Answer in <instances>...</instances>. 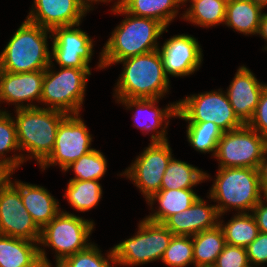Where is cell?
<instances>
[{"instance_id":"7bdbcfd3","label":"cell","mask_w":267,"mask_h":267,"mask_svg":"<svg viewBox=\"0 0 267 267\" xmlns=\"http://www.w3.org/2000/svg\"><path fill=\"white\" fill-rule=\"evenodd\" d=\"M82 1H84L91 10H94L93 3H95V4L96 3L100 4L99 2H101V3H108V2H111L112 0H82Z\"/></svg>"},{"instance_id":"8fae6325","label":"cell","mask_w":267,"mask_h":267,"mask_svg":"<svg viewBox=\"0 0 267 267\" xmlns=\"http://www.w3.org/2000/svg\"><path fill=\"white\" fill-rule=\"evenodd\" d=\"M79 114H68L59 124L52 153L39 165L41 170L58 165L63 172L67 166L89 153L92 134Z\"/></svg>"},{"instance_id":"f1b7e54d","label":"cell","mask_w":267,"mask_h":267,"mask_svg":"<svg viewBox=\"0 0 267 267\" xmlns=\"http://www.w3.org/2000/svg\"><path fill=\"white\" fill-rule=\"evenodd\" d=\"M222 218V220H221ZM219 216L226 244L246 248L259 234L256 219L250 213H235L227 223Z\"/></svg>"},{"instance_id":"ee69618b","label":"cell","mask_w":267,"mask_h":267,"mask_svg":"<svg viewBox=\"0 0 267 267\" xmlns=\"http://www.w3.org/2000/svg\"><path fill=\"white\" fill-rule=\"evenodd\" d=\"M251 1L262 6L264 9L267 8V0H251Z\"/></svg>"},{"instance_id":"44dd1931","label":"cell","mask_w":267,"mask_h":267,"mask_svg":"<svg viewBox=\"0 0 267 267\" xmlns=\"http://www.w3.org/2000/svg\"><path fill=\"white\" fill-rule=\"evenodd\" d=\"M12 184L19 190L25 208L40 229L61 211L58 200L47 188L18 180Z\"/></svg>"},{"instance_id":"b9f144b4","label":"cell","mask_w":267,"mask_h":267,"mask_svg":"<svg viewBox=\"0 0 267 267\" xmlns=\"http://www.w3.org/2000/svg\"><path fill=\"white\" fill-rule=\"evenodd\" d=\"M257 35H259L262 39H264L265 42H267V13L263 12L261 20H260V26ZM265 48L263 50H267V43Z\"/></svg>"},{"instance_id":"7402d4cb","label":"cell","mask_w":267,"mask_h":267,"mask_svg":"<svg viewBox=\"0 0 267 267\" xmlns=\"http://www.w3.org/2000/svg\"><path fill=\"white\" fill-rule=\"evenodd\" d=\"M199 197L194 189H160L145 200L152 211L145 218L152 222L163 223L169 216L188 209ZM155 201L158 203L157 210L153 208Z\"/></svg>"},{"instance_id":"74e56055","label":"cell","mask_w":267,"mask_h":267,"mask_svg":"<svg viewBox=\"0 0 267 267\" xmlns=\"http://www.w3.org/2000/svg\"><path fill=\"white\" fill-rule=\"evenodd\" d=\"M247 125L267 140V85L261 92L256 110Z\"/></svg>"},{"instance_id":"4fadbf2b","label":"cell","mask_w":267,"mask_h":267,"mask_svg":"<svg viewBox=\"0 0 267 267\" xmlns=\"http://www.w3.org/2000/svg\"><path fill=\"white\" fill-rule=\"evenodd\" d=\"M51 33V61H56L59 67L91 69L89 64L94 56L95 41L80 29V24L57 27Z\"/></svg>"},{"instance_id":"f35d334b","label":"cell","mask_w":267,"mask_h":267,"mask_svg":"<svg viewBox=\"0 0 267 267\" xmlns=\"http://www.w3.org/2000/svg\"><path fill=\"white\" fill-rule=\"evenodd\" d=\"M265 203V204H264ZM260 232L267 233V198H262L251 212Z\"/></svg>"},{"instance_id":"f6af8a7d","label":"cell","mask_w":267,"mask_h":267,"mask_svg":"<svg viewBox=\"0 0 267 267\" xmlns=\"http://www.w3.org/2000/svg\"><path fill=\"white\" fill-rule=\"evenodd\" d=\"M55 267H62L60 264H56V266Z\"/></svg>"},{"instance_id":"8992f818","label":"cell","mask_w":267,"mask_h":267,"mask_svg":"<svg viewBox=\"0 0 267 267\" xmlns=\"http://www.w3.org/2000/svg\"><path fill=\"white\" fill-rule=\"evenodd\" d=\"M94 226V221L62 209L41 229L38 245H40L39 256L43 267L53 266L47 258L44 247L54 250L55 264H59L66 257L86 249L93 243L90 241V235Z\"/></svg>"},{"instance_id":"5b68a950","label":"cell","mask_w":267,"mask_h":267,"mask_svg":"<svg viewBox=\"0 0 267 267\" xmlns=\"http://www.w3.org/2000/svg\"><path fill=\"white\" fill-rule=\"evenodd\" d=\"M48 38H52L50 30L25 19L0 54V70L11 73L45 70L51 63Z\"/></svg>"},{"instance_id":"f546056e","label":"cell","mask_w":267,"mask_h":267,"mask_svg":"<svg viewBox=\"0 0 267 267\" xmlns=\"http://www.w3.org/2000/svg\"><path fill=\"white\" fill-rule=\"evenodd\" d=\"M103 196V189L99 180L69 179L66 193L63 195L76 211L89 212L98 206Z\"/></svg>"},{"instance_id":"8d00e7d4","label":"cell","mask_w":267,"mask_h":267,"mask_svg":"<svg viewBox=\"0 0 267 267\" xmlns=\"http://www.w3.org/2000/svg\"><path fill=\"white\" fill-rule=\"evenodd\" d=\"M246 251L250 266L263 267L267 263V233L259 232Z\"/></svg>"},{"instance_id":"1f68e13d","label":"cell","mask_w":267,"mask_h":267,"mask_svg":"<svg viewBox=\"0 0 267 267\" xmlns=\"http://www.w3.org/2000/svg\"><path fill=\"white\" fill-rule=\"evenodd\" d=\"M11 151L17 153L7 157L6 154ZM0 163L11 164L17 169L24 163L18 144L16 125L6 109L0 111Z\"/></svg>"},{"instance_id":"83f0119b","label":"cell","mask_w":267,"mask_h":267,"mask_svg":"<svg viewBox=\"0 0 267 267\" xmlns=\"http://www.w3.org/2000/svg\"><path fill=\"white\" fill-rule=\"evenodd\" d=\"M194 267H213L226 245L222 228L204 230L192 235Z\"/></svg>"},{"instance_id":"484cf974","label":"cell","mask_w":267,"mask_h":267,"mask_svg":"<svg viewBox=\"0 0 267 267\" xmlns=\"http://www.w3.org/2000/svg\"><path fill=\"white\" fill-rule=\"evenodd\" d=\"M209 178L212 179L206 171L173 156L163 175L160 189H193Z\"/></svg>"},{"instance_id":"2e32d148","label":"cell","mask_w":267,"mask_h":267,"mask_svg":"<svg viewBox=\"0 0 267 267\" xmlns=\"http://www.w3.org/2000/svg\"><path fill=\"white\" fill-rule=\"evenodd\" d=\"M161 99H116V103L122 104L126 110H134L132 115L134 126L142 131V133L151 135L150 142L168 141L167 128L170 120L177 117V101L167 104L164 108H160L158 104ZM134 107V109H133ZM144 116V117H142ZM161 129V130H160ZM145 132V133H144Z\"/></svg>"},{"instance_id":"e575fe53","label":"cell","mask_w":267,"mask_h":267,"mask_svg":"<svg viewBox=\"0 0 267 267\" xmlns=\"http://www.w3.org/2000/svg\"><path fill=\"white\" fill-rule=\"evenodd\" d=\"M161 261L169 267L194 265L192 236L173 235Z\"/></svg>"},{"instance_id":"277c9868","label":"cell","mask_w":267,"mask_h":267,"mask_svg":"<svg viewBox=\"0 0 267 267\" xmlns=\"http://www.w3.org/2000/svg\"><path fill=\"white\" fill-rule=\"evenodd\" d=\"M14 111L16 115L13 119L23 162L34 159L40 165L52 153L58 126L68 114L40 107Z\"/></svg>"},{"instance_id":"cb8c5ba5","label":"cell","mask_w":267,"mask_h":267,"mask_svg":"<svg viewBox=\"0 0 267 267\" xmlns=\"http://www.w3.org/2000/svg\"><path fill=\"white\" fill-rule=\"evenodd\" d=\"M264 8L251 0H228L224 24L243 35H256Z\"/></svg>"},{"instance_id":"7c38bea8","label":"cell","mask_w":267,"mask_h":267,"mask_svg":"<svg viewBox=\"0 0 267 267\" xmlns=\"http://www.w3.org/2000/svg\"><path fill=\"white\" fill-rule=\"evenodd\" d=\"M172 157L169 140L150 142L120 175L132 181L147 200L160 191L163 175Z\"/></svg>"},{"instance_id":"ffe728a7","label":"cell","mask_w":267,"mask_h":267,"mask_svg":"<svg viewBox=\"0 0 267 267\" xmlns=\"http://www.w3.org/2000/svg\"><path fill=\"white\" fill-rule=\"evenodd\" d=\"M163 224L173 235L192 236L219 224L215 204H209L199 197L188 209L169 216Z\"/></svg>"},{"instance_id":"4dcf8cb0","label":"cell","mask_w":267,"mask_h":267,"mask_svg":"<svg viewBox=\"0 0 267 267\" xmlns=\"http://www.w3.org/2000/svg\"><path fill=\"white\" fill-rule=\"evenodd\" d=\"M187 141L194 150L214 157L223 131L213 122H187Z\"/></svg>"},{"instance_id":"4316f807","label":"cell","mask_w":267,"mask_h":267,"mask_svg":"<svg viewBox=\"0 0 267 267\" xmlns=\"http://www.w3.org/2000/svg\"><path fill=\"white\" fill-rule=\"evenodd\" d=\"M228 0H183L190 7L181 16L184 21L201 27H214L224 24Z\"/></svg>"},{"instance_id":"6da1fadb","label":"cell","mask_w":267,"mask_h":267,"mask_svg":"<svg viewBox=\"0 0 267 267\" xmlns=\"http://www.w3.org/2000/svg\"><path fill=\"white\" fill-rule=\"evenodd\" d=\"M125 18L111 32V36L99 53L97 69H105L118 61L157 50L158 40L167 28L159 21L128 13L118 2L110 10ZM159 38V39H158Z\"/></svg>"},{"instance_id":"d6a6232c","label":"cell","mask_w":267,"mask_h":267,"mask_svg":"<svg viewBox=\"0 0 267 267\" xmlns=\"http://www.w3.org/2000/svg\"><path fill=\"white\" fill-rule=\"evenodd\" d=\"M107 159L105 155L97 149L81 156L78 160L67 166L64 172L73 170L74 180H100L107 172Z\"/></svg>"},{"instance_id":"9c48e42d","label":"cell","mask_w":267,"mask_h":267,"mask_svg":"<svg viewBox=\"0 0 267 267\" xmlns=\"http://www.w3.org/2000/svg\"><path fill=\"white\" fill-rule=\"evenodd\" d=\"M186 122H213L223 132L240 128L244 123L237 117L221 88L191 94L177 101V117Z\"/></svg>"},{"instance_id":"60d3db41","label":"cell","mask_w":267,"mask_h":267,"mask_svg":"<svg viewBox=\"0 0 267 267\" xmlns=\"http://www.w3.org/2000/svg\"><path fill=\"white\" fill-rule=\"evenodd\" d=\"M258 170L260 175L261 193L264 198H267V148Z\"/></svg>"},{"instance_id":"d590c367","label":"cell","mask_w":267,"mask_h":267,"mask_svg":"<svg viewBox=\"0 0 267 267\" xmlns=\"http://www.w3.org/2000/svg\"><path fill=\"white\" fill-rule=\"evenodd\" d=\"M246 248L226 244L213 267H249Z\"/></svg>"},{"instance_id":"ac0fdd59","label":"cell","mask_w":267,"mask_h":267,"mask_svg":"<svg viewBox=\"0 0 267 267\" xmlns=\"http://www.w3.org/2000/svg\"><path fill=\"white\" fill-rule=\"evenodd\" d=\"M43 78L44 70L25 73L0 70V104L12 103L15 109L39 107L33 101L41 100Z\"/></svg>"},{"instance_id":"3957f363","label":"cell","mask_w":267,"mask_h":267,"mask_svg":"<svg viewBox=\"0 0 267 267\" xmlns=\"http://www.w3.org/2000/svg\"><path fill=\"white\" fill-rule=\"evenodd\" d=\"M208 199L215 204L219 216L235 210L250 213L263 198L258 169L250 167L218 168Z\"/></svg>"},{"instance_id":"d4e9b609","label":"cell","mask_w":267,"mask_h":267,"mask_svg":"<svg viewBox=\"0 0 267 267\" xmlns=\"http://www.w3.org/2000/svg\"><path fill=\"white\" fill-rule=\"evenodd\" d=\"M130 14L138 17L152 18L166 28L179 14L183 0H117Z\"/></svg>"},{"instance_id":"603a6c76","label":"cell","mask_w":267,"mask_h":267,"mask_svg":"<svg viewBox=\"0 0 267 267\" xmlns=\"http://www.w3.org/2000/svg\"><path fill=\"white\" fill-rule=\"evenodd\" d=\"M0 267H43L38 242L0 235Z\"/></svg>"},{"instance_id":"ba28073f","label":"cell","mask_w":267,"mask_h":267,"mask_svg":"<svg viewBox=\"0 0 267 267\" xmlns=\"http://www.w3.org/2000/svg\"><path fill=\"white\" fill-rule=\"evenodd\" d=\"M172 237V232L163 223L143 218L139 221L138 230L132 237L112 247L116 267H134L162 260Z\"/></svg>"},{"instance_id":"836d02e7","label":"cell","mask_w":267,"mask_h":267,"mask_svg":"<svg viewBox=\"0 0 267 267\" xmlns=\"http://www.w3.org/2000/svg\"><path fill=\"white\" fill-rule=\"evenodd\" d=\"M106 253L102 254L98 245L92 243L86 249L66 257L59 264L62 267H115L113 248Z\"/></svg>"},{"instance_id":"e0dca14e","label":"cell","mask_w":267,"mask_h":267,"mask_svg":"<svg viewBox=\"0 0 267 267\" xmlns=\"http://www.w3.org/2000/svg\"><path fill=\"white\" fill-rule=\"evenodd\" d=\"M26 20L52 31L57 27L82 23L90 12L82 0H34Z\"/></svg>"},{"instance_id":"ab89813d","label":"cell","mask_w":267,"mask_h":267,"mask_svg":"<svg viewBox=\"0 0 267 267\" xmlns=\"http://www.w3.org/2000/svg\"><path fill=\"white\" fill-rule=\"evenodd\" d=\"M16 169L17 168L11 164L0 163V193L13 183L11 176Z\"/></svg>"},{"instance_id":"d6986e66","label":"cell","mask_w":267,"mask_h":267,"mask_svg":"<svg viewBox=\"0 0 267 267\" xmlns=\"http://www.w3.org/2000/svg\"><path fill=\"white\" fill-rule=\"evenodd\" d=\"M266 85L260 82L248 67L242 65L225 90L234 113L244 124L253 117L261 92Z\"/></svg>"},{"instance_id":"52a82bcc","label":"cell","mask_w":267,"mask_h":267,"mask_svg":"<svg viewBox=\"0 0 267 267\" xmlns=\"http://www.w3.org/2000/svg\"><path fill=\"white\" fill-rule=\"evenodd\" d=\"M54 62L44 70L40 108L55 109L67 114H80L91 69L54 68ZM45 104V106L43 105Z\"/></svg>"},{"instance_id":"5bb4252c","label":"cell","mask_w":267,"mask_h":267,"mask_svg":"<svg viewBox=\"0 0 267 267\" xmlns=\"http://www.w3.org/2000/svg\"><path fill=\"white\" fill-rule=\"evenodd\" d=\"M158 51L168 78L192 75L199 70L203 61V50L199 41L184 33L166 39Z\"/></svg>"},{"instance_id":"30bf717a","label":"cell","mask_w":267,"mask_h":267,"mask_svg":"<svg viewBox=\"0 0 267 267\" xmlns=\"http://www.w3.org/2000/svg\"><path fill=\"white\" fill-rule=\"evenodd\" d=\"M267 140L244 124L223 132L214 156L219 168L250 167L258 169L264 158Z\"/></svg>"},{"instance_id":"9a60e30c","label":"cell","mask_w":267,"mask_h":267,"mask_svg":"<svg viewBox=\"0 0 267 267\" xmlns=\"http://www.w3.org/2000/svg\"><path fill=\"white\" fill-rule=\"evenodd\" d=\"M41 229L25 208L19 190L11 184L0 193V235L39 242Z\"/></svg>"},{"instance_id":"7a4b0ae2","label":"cell","mask_w":267,"mask_h":267,"mask_svg":"<svg viewBox=\"0 0 267 267\" xmlns=\"http://www.w3.org/2000/svg\"><path fill=\"white\" fill-rule=\"evenodd\" d=\"M114 90L115 99H162L170 90L160 53L157 50L125 58Z\"/></svg>"}]
</instances>
